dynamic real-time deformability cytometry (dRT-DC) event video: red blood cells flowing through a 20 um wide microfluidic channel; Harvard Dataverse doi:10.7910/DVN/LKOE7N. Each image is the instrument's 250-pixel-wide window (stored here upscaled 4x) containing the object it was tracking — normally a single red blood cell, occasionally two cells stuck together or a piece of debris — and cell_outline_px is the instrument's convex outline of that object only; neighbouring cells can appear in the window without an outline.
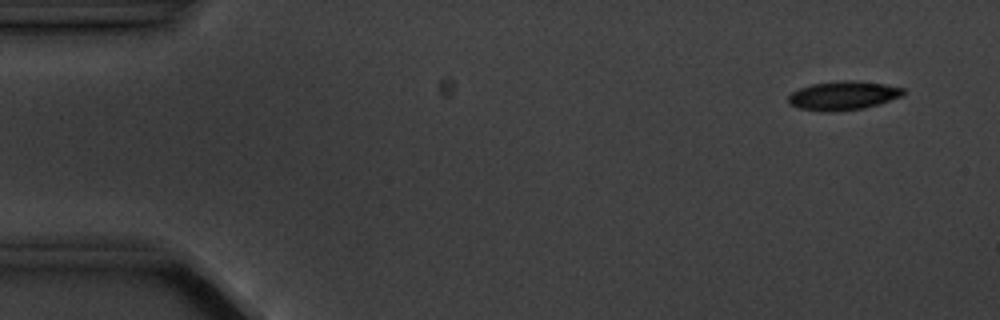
{"species": "common noctule bat (a hibernating species)", "species_latin": "Nyctalus noctula", "temperature_condition": "cold", "stored_images_in_passage": 5, "camera_frame_rate_fps": 3000, "um_per_image_px": 0.085, "animal": {"sex": "male", "body_mass_g": 20.1, "forearm_length_mm": 53.5}, "frame": {"image": 1, "passage_image": 1, "time_ms": 0.0, "image_size_px": [1000, 320], "cell_outline_px": [[904, 92], [900, 96], [864, 108], [800, 108], [792, 104], [788, 100], [788, 96], [792, 92], [800, 88], [812, 84], [840, 80], [852, 80], [884, 84], [904, 88]], "centroid_in_image_um": [71.7, 8.05], "position_along_channel_um": 13.3, "area_um2": 17.98}}